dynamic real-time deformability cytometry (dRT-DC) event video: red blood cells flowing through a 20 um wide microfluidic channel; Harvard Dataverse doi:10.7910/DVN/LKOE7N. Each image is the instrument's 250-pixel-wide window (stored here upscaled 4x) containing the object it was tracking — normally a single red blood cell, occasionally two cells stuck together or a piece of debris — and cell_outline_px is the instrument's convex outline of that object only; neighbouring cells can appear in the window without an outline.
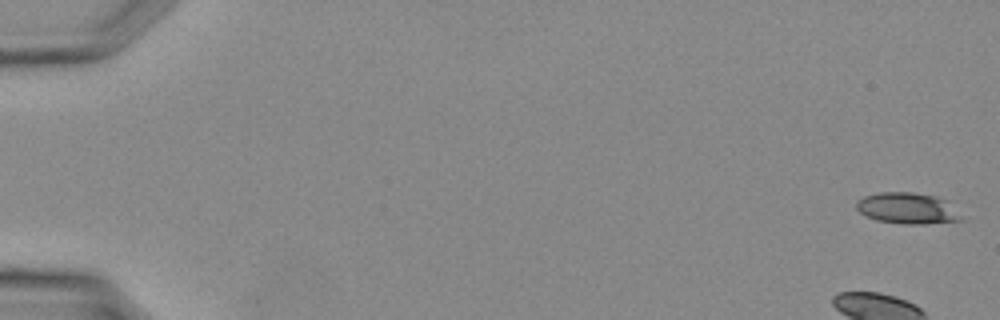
{"species": "Egyptian fruit bat (a non-hibernating species)", "species_latin": "Rousettus aegyptiacus", "temperature_condition": "warm", "stored_images_in_passage": 12, "camera_frame_rate_fps": 3000, "um_per_image_px": 0.085, "animal": {"sex": "female"}, "frame": {"image": 1, "passage_image": 1, "time_ms": 0.0, "image_size_px": [1000, 320], "cell_outline_px": [[960, 220], [924, 224], [904, 224], [876, 220], [860, 212], [856, 208], [856, 200], [864, 196], [880, 192], [912, 192], [936, 196], [948, 200]], "centroid_in_image_um": [77.06, 17.69], "position_along_channel_um": 7.9, "area_um2": 18.79}}